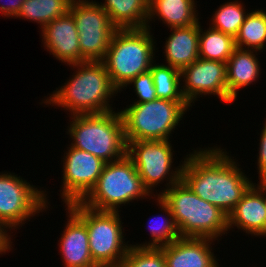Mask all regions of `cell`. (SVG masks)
<instances>
[{"label": "cell", "instance_id": "cell-1", "mask_svg": "<svg viewBox=\"0 0 266 267\" xmlns=\"http://www.w3.org/2000/svg\"><path fill=\"white\" fill-rule=\"evenodd\" d=\"M229 155L220 146L197 148L183 157L181 176L196 195L227 216L253 184L237 160Z\"/></svg>", "mask_w": 266, "mask_h": 267}, {"label": "cell", "instance_id": "cell-26", "mask_svg": "<svg viewBox=\"0 0 266 267\" xmlns=\"http://www.w3.org/2000/svg\"><path fill=\"white\" fill-rule=\"evenodd\" d=\"M157 98L169 101H186L181 90L180 71L169 65L153 63L150 67Z\"/></svg>", "mask_w": 266, "mask_h": 267}, {"label": "cell", "instance_id": "cell-5", "mask_svg": "<svg viewBox=\"0 0 266 267\" xmlns=\"http://www.w3.org/2000/svg\"><path fill=\"white\" fill-rule=\"evenodd\" d=\"M70 117L66 132L72 138L70 146L87 151L105 163L118 161L127 155V142L119 111Z\"/></svg>", "mask_w": 266, "mask_h": 267}, {"label": "cell", "instance_id": "cell-23", "mask_svg": "<svg viewBox=\"0 0 266 267\" xmlns=\"http://www.w3.org/2000/svg\"><path fill=\"white\" fill-rule=\"evenodd\" d=\"M235 49L234 37L210 26L203 31L199 21V58L226 63Z\"/></svg>", "mask_w": 266, "mask_h": 267}, {"label": "cell", "instance_id": "cell-9", "mask_svg": "<svg viewBox=\"0 0 266 267\" xmlns=\"http://www.w3.org/2000/svg\"><path fill=\"white\" fill-rule=\"evenodd\" d=\"M172 147L170 140L127 142V156L133 161L144 188L152 197L160 196L181 180L184 161L181 160L179 166H174V148ZM164 180L166 188L161 189L162 191L159 193L155 191V193L157 185L163 184Z\"/></svg>", "mask_w": 266, "mask_h": 267}, {"label": "cell", "instance_id": "cell-10", "mask_svg": "<svg viewBox=\"0 0 266 267\" xmlns=\"http://www.w3.org/2000/svg\"><path fill=\"white\" fill-rule=\"evenodd\" d=\"M39 188L13 172H0V221L9 230L49 210L48 191Z\"/></svg>", "mask_w": 266, "mask_h": 267}, {"label": "cell", "instance_id": "cell-6", "mask_svg": "<svg viewBox=\"0 0 266 267\" xmlns=\"http://www.w3.org/2000/svg\"><path fill=\"white\" fill-rule=\"evenodd\" d=\"M146 198L153 197L144 188L133 161L126 155L105 164L95 186L80 203L97 211L121 212L118 210L121 206Z\"/></svg>", "mask_w": 266, "mask_h": 267}, {"label": "cell", "instance_id": "cell-16", "mask_svg": "<svg viewBox=\"0 0 266 267\" xmlns=\"http://www.w3.org/2000/svg\"><path fill=\"white\" fill-rule=\"evenodd\" d=\"M67 221L59 238V251L63 267H93L94 263L85 222L66 205Z\"/></svg>", "mask_w": 266, "mask_h": 267}, {"label": "cell", "instance_id": "cell-24", "mask_svg": "<svg viewBox=\"0 0 266 267\" xmlns=\"http://www.w3.org/2000/svg\"><path fill=\"white\" fill-rule=\"evenodd\" d=\"M236 48L265 51L266 47V11L255 9L248 12L238 35L235 37Z\"/></svg>", "mask_w": 266, "mask_h": 267}, {"label": "cell", "instance_id": "cell-21", "mask_svg": "<svg viewBox=\"0 0 266 267\" xmlns=\"http://www.w3.org/2000/svg\"><path fill=\"white\" fill-rule=\"evenodd\" d=\"M99 4L117 29L146 28L149 0H104Z\"/></svg>", "mask_w": 266, "mask_h": 267}, {"label": "cell", "instance_id": "cell-22", "mask_svg": "<svg viewBox=\"0 0 266 267\" xmlns=\"http://www.w3.org/2000/svg\"><path fill=\"white\" fill-rule=\"evenodd\" d=\"M153 199L158 203L156 205L158 209L161 208L160 211H164L165 215L164 212H162L163 214L156 215L151 218L152 220H149L148 229L151 235L149 241L145 243L143 241L141 244H130L131 246L140 248H161L181 237L170 207L159 196H155ZM160 219L162 220L160 221Z\"/></svg>", "mask_w": 266, "mask_h": 267}, {"label": "cell", "instance_id": "cell-28", "mask_svg": "<svg viewBox=\"0 0 266 267\" xmlns=\"http://www.w3.org/2000/svg\"><path fill=\"white\" fill-rule=\"evenodd\" d=\"M118 267H166L164 253L160 248L130 246Z\"/></svg>", "mask_w": 266, "mask_h": 267}, {"label": "cell", "instance_id": "cell-30", "mask_svg": "<svg viewBox=\"0 0 266 267\" xmlns=\"http://www.w3.org/2000/svg\"><path fill=\"white\" fill-rule=\"evenodd\" d=\"M265 124H263V128L259 137V149H258V155H257V174H258V180L266 173V118Z\"/></svg>", "mask_w": 266, "mask_h": 267}, {"label": "cell", "instance_id": "cell-19", "mask_svg": "<svg viewBox=\"0 0 266 267\" xmlns=\"http://www.w3.org/2000/svg\"><path fill=\"white\" fill-rule=\"evenodd\" d=\"M257 50L236 48L226 62L227 91L236 100L239 90L257 82L261 64Z\"/></svg>", "mask_w": 266, "mask_h": 267}, {"label": "cell", "instance_id": "cell-27", "mask_svg": "<svg viewBox=\"0 0 266 267\" xmlns=\"http://www.w3.org/2000/svg\"><path fill=\"white\" fill-rule=\"evenodd\" d=\"M241 1H227L220 4L219 8L213 11L209 26L232 37H236L243 24L248 10ZM247 10V11H246Z\"/></svg>", "mask_w": 266, "mask_h": 267}, {"label": "cell", "instance_id": "cell-2", "mask_svg": "<svg viewBox=\"0 0 266 267\" xmlns=\"http://www.w3.org/2000/svg\"><path fill=\"white\" fill-rule=\"evenodd\" d=\"M73 75L42 100L45 105L63 108L74 115L101 114L114 110L109 104L120 91L112 84L102 61L68 64ZM117 94V95H116ZM113 96V97H112Z\"/></svg>", "mask_w": 266, "mask_h": 267}, {"label": "cell", "instance_id": "cell-11", "mask_svg": "<svg viewBox=\"0 0 266 267\" xmlns=\"http://www.w3.org/2000/svg\"><path fill=\"white\" fill-rule=\"evenodd\" d=\"M69 12L73 15L84 61H102L117 28L95 0H72Z\"/></svg>", "mask_w": 266, "mask_h": 267}, {"label": "cell", "instance_id": "cell-29", "mask_svg": "<svg viewBox=\"0 0 266 267\" xmlns=\"http://www.w3.org/2000/svg\"><path fill=\"white\" fill-rule=\"evenodd\" d=\"M133 85L137 99L132 103H145L157 99L153 77L150 71L140 74L126 84L123 89Z\"/></svg>", "mask_w": 266, "mask_h": 267}, {"label": "cell", "instance_id": "cell-17", "mask_svg": "<svg viewBox=\"0 0 266 267\" xmlns=\"http://www.w3.org/2000/svg\"><path fill=\"white\" fill-rule=\"evenodd\" d=\"M214 241L209 238L180 237L160 249L164 253L166 267H216L220 260L212 250Z\"/></svg>", "mask_w": 266, "mask_h": 267}, {"label": "cell", "instance_id": "cell-8", "mask_svg": "<svg viewBox=\"0 0 266 267\" xmlns=\"http://www.w3.org/2000/svg\"><path fill=\"white\" fill-rule=\"evenodd\" d=\"M68 206L86 224L90 253L94 263L118 266L131 246L128 244L129 241H125L126 234L119 211H97L80 202L70 203Z\"/></svg>", "mask_w": 266, "mask_h": 267}, {"label": "cell", "instance_id": "cell-18", "mask_svg": "<svg viewBox=\"0 0 266 267\" xmlns=\"http://www.w3.org/2000/svg\"><path fill=\"white\" fill-rule=\"evenodd\" d=\"M170 30L163 47L164 60L167 65L181 71L199 58V22Z\"/></svg>", "mask_w": 266, "mask_h": 267}, {"label": "cell", "instance_id": "cell-25", "mask_svg": "<svg viewBox=\"0 0 266 267\" xmlns=\"http://www.w3.org/2000/svg\"><path fill=\"white\" fill-rule=\"evenodd\" d=\"M72 0H25L14 18L40 24L42 29L51 21L69 11Z\"/></svg>", "mask_w": 266, "mask_h": 267}, {"label": "cell", "instance_id": "cell-20", "mask_svg": "<svg viewBox=\"0 0 266 267\" xmlns=\"http://www.w3.org/2000/svg\"><path fill=\"white\" fill-rule=\"evenodd\" d=\"M196 7V8H195ZM195 0H149V13L146 28L157 18L167 28L187 27L198 23L201 19L197 12ZM157 16V17H156ZM151 21V24H150Z\"/></svg>", "mask_w": 266, "mask_h": 267}, {"label": "cell", "instance_id": "cell-14", "mask_svg": "<svg viewBox=\"0 0 266 267\" xmlns=\"http://www.w3.org/2000/svg\"><path fill=\"white\" fill-rule=\"evenodd\" d=\"M40 31L45 50L47 49L56 60L67 66L85 62L82 59L75 20L69 11L48 23Z\"/></svg>", "mask_w": 266, "mask_h": 267}, {"label": "cell", "instance_id": "cell-3", "mask_svg": "<svg viewBox=\"0 0 266 267\" xmlns=\"http://www.w3.org/2000/svg\"><path fill=\"white\" fill-rule=\"evenodd\" d=\"M159 197L170 207L181 237L219 241L229 233L228 216L196 195L182 179Z\"/></svg>", "mask_w": 266, "mask_h": 267}, {"label": "cell", "instance_id": "cell-13", "mask_svg": "<svg viewBox=\"0 0 266 267\" xmlns=\"http://www.w3.org/2000/svg\"><path fill=\"white\" fill-rule=\"evenodd\" d=\"M180 76L183 96L191 107L206 95L227 104L235 102L227 91L226 63L198 58L182 69Z\"/></svg>", "mask_w": 266, "mask_h": 267}, {"label": "cell", "instance_id": "cell-15", "mask_svg": "<svg viewBox=\"0 0 266 267\" xmlns=\"http://www.w3.org/2000/svg\"><path fill=\"white\" fill-rule=\"evenodd\" d=\"M240 229L247 235L266 237L265 186L253 183L228 215V231Z\"/></svg>", "mask_w": 266, "mask_h": 267}, {"label": "cell", "instance_id": "cell-34", "mask_svg": "<svg viewBox=\"0 0 266 267\" xmlns=\"http://www.w3.org/2000/svg\"><path fill=\"white\" fill-rule=\"evenodd\" d=\"M93 267H118V266H111V265H96Z\"/></svg>", "mask_w": 266, "mask_h": 267}, {"label": "cell", "instance_id": "cell-31", "mask_svg": "<svg viewBox=\"0 0 266 267\" xmlns=\"http://www.w3.org/2000/svg\"><path fill=\"white\" fill-rule=\"evenodd\" d=\"M24 1L25 0H7V3H5V1L4 3H2V0H0V2L2 3H0V14H2L4 18L15 17L18 14Z\"/></svg>", "mask_w": 266, "mask_h": 267}, {"label": "cell", "instance_id": "cell-4", "mask_svg": "<svg viewBox=\"0 0 266 267\" xmlns=\"http://www.w3.org/2000/svg\"><path fill=\"white\" fill-rule=\"evenodd\" d=\"M154 38L148 28L117 29L114 32L102 62L120 93L128 82L148 72L155 62Z\"/></svg>", "mask_w": 266, "mask_h": 267}, {"label": "cell", "instance_id": "cell-33", "mask_svg": "<svg viewBox=\"0 0 266 267\" xmlns=\"http://www.w3.org/2000/svg\"><path fill=\"white\" fill-rule=\"evenodd\" d=\"M261 185L266 186V173L258 181Z\"/></svg>", "mask_w": 266, "mask_h": 267}, {"label": "cell", "instance_id": "cell-7", "mask_svg": "<svg viewBox=\"0 0 266 267\" xmlns=\"http://www.w3.org/2000/svg\"><path fill=\"white\" fill-rule=\"evenodd\" d=\"M119 110L126 142L139 140H170L172 132L191 109L187 101L157 98L145 103H132Z\"/></svg>", "mask_w": 266, "mask_h": 267}, {"label": "cell", "instance_id": "cell-32", "mask_svg": "<svg viewBox=\"0 0 266 267\" xmlns=\"http://www.w3.org/2000/svg\"><path fill=\"white\" fill-rule=\"evenodd\" d=\"M10 231V232H8ZM12 231L9 230L1 221H0V255L2 256L5 255L6 253H9L11 250H13L12 244L13 242L11 241L12 238L11 235ZM10 234V235H9ZM10 250V251H9Z\"/></svg>", "mask_w": 266, "mask_h": 267}, {"label": "cell", "instance_id": "cell-12", "mask_svg": "<svg viewBox=\"0 0 266 267\" xmlns=\"http://www.w3.org/2000/svg\"><path fill=\"white\" fill-rule=\"evenodd\" d=\"M60 194L65 206L80 202L95 186L105 162L87 151L67 147L63 157Z\"/></svg>", "mask_w": 266, "mask_h": 267}]
</instances>
